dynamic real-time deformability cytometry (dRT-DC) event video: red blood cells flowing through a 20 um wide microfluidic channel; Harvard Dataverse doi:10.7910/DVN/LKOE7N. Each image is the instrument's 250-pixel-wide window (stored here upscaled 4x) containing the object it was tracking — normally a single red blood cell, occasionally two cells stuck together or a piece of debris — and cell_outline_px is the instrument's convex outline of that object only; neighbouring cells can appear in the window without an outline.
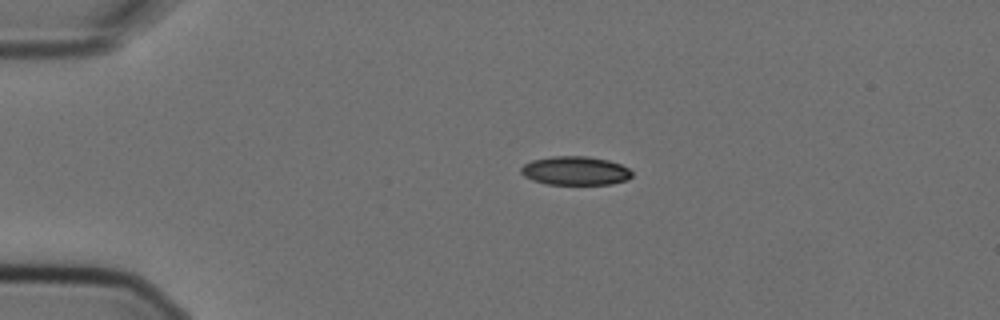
{"species": "Egyptian fruit bat (a non-hibernating species)", "species_latin": "Rousettus aegyptiacus", "temperature_condition": "cold", "stored_images_in_passage": 2, "camera_frame_rate_fps": 3000, "um_per_image_px": 0.085, "animal": {"sex": "female"}, "frame": {"image": 1, "passage_image": 1, "time_ms": 0.0, "image_size_px": [1000, 320], "cell_outline_px": [[632, 176], [628, 180], [612, 184], [544, 184], [532, 180], [524, 176], [520, 172], [520, 168], [524, 164], [532, 160], [552, 156], [588, 156], [608, 160], [620, 164], [628, 168], [632, 172]], "centroid_in_image_um": [48.89, 14.51], "position_along_channel_um": 36.1, "area_um2": 18.73}}